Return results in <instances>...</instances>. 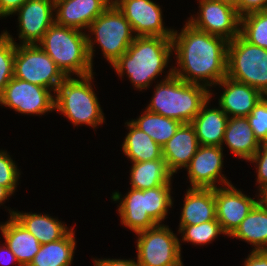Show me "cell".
Returning <instances> with one entry per match:
<instances>
[{"label":"cell","instance_id":"cell-1","mask_svg":"<svg viewBox=\"0 0 267 266\" xmlns=\"http://www.w3.org/2000/svg\"><path fill=\"white\" fill-rule=\"evenodd\" d=\"M172 43L180 67L173 69L176 77L194 84L203 81L204 86L211 87L227 76L228 41L225 38L198 30L186 22L179 34L173 31Z\"/></svg>","mask_w":267,"mask_h":266},{"label":"cell","instance_id":"cell-2","mask_svg":"<svg viewBox=\"0 0 267 266\" xmlns=\"http://www.w3.org/2000/svg\"><path fill=\"white\" fill-rule=\"evenodd\" d=\"M172 51V38L136 36L112 67L120 77L126 71L134 87L141 90L163 72Z\"/></svg>","mask_w":267,"mask_h":266},{"label":"cell","instance_id":"cell-3","mask_svg":"<svg viewBox=\"0 0 267 266\" xmlns=\"http://www.w3.org/2000/svg\"><path fill=\"white\" fill-rule=\"evenodd\" d=\"M81 30L57 25L55 22L45 32L39 47L55 62L66 77L93 73L94 42Z\"/></svg>","mask_w":267,"mask_h":266},{"label":"cell","instance_id":"cell-4","mask_svg":"<svg viewBox=\"0 0 267 266\" xmlns=\"http://www.w3.org/2000/svg\"><path fill=\"white\" fill-rule=\"evenodd\" d=\"M167 74L155 87L147 110L181 123H191L212 93L203 84L188 83L176 77L173 68Z\"/></svg>","mask_w":267,"mask_h":266},{"label":"cell","instance_id":"cell-5","mask_svg":"<svg viewBox=\"0 0 267 266\" xmlns=\"http://www.w3.org/2000/svg\"><path fill=\"white\" fill-rule=\"evenodd\" d=\"M93 73L66 77L55 91V111L63 113L74 125L87 124L91 127L104 123V114L93 91Z\"/></svg>","mask_w":267,"mask_h":266},{"label":"cell","instance_id":"cell-6","mask_svg":"<svg viewBox=\"0 0 267 266\" xmlns=\"http://www.w3.org/2000/svg\"><path fill=\"white\" fill-rule=\"evenodd\" d=\"M227 77L267 96V50L250 44L241 35L228 41Z\"/></svg>","mask_w":267,"mask_h":266},{"label":"cell","instance_id":"cell-7","mask_svg":"<svg viewBox=\"0 0 267 266\" xmlns=\"http://www.w3.org/2000/svg\"><path fill=\"white\" fill-rule=\"evenodd\" d=\"M101 46L104 57L113 65L134 41L132 27L112 2L88 27Z\"/></svg>","mask_w":267,"mask_h":266},{"label":"cell","instance_id":"cell-8","mask_svg":"<svg viewBox=\"0 0 267 266\" xmlns=\"http://www.w3.org/2000/svg\"><path fill=\"white\" fill-rule=\"evenodd\" d=\"M13 77L56 91L66 76L38 45H18Z\"/></svg>","mask_w":267,"mask_h":266},{"label":"cell","instance_id":"cell-9","mask_svg":"<svg viewBox=\"0 0 267 266\" xmlns=\"http://www.w3.org/2000/svg\"><path fill=\"white\" fill-rule=\"evenodd\" d=\"M137 235L138 266H183L181 244L168 226L158 224Z\"/></svg>","mask_w":267,"mask_h":266},{"label":"cell","instance_id":"cell-10","mask_svg":"<svg viewBox=\"0 0 267 266\" xmlns=\"http://www.w3.org/2000/svg\"><path fill=\"white\" fill-rule=\"evenodd\" d=\"M199 15L187 21L198 30L233 40L240 35L241 16L232 2L200 0Z\"/></svg>","mask_w":267,"mask_h":266},{"label":"cell","instance_id":"cell-11","mask_svg":"<svg viewBox=\"0 0 267 266\" xmlns=\"http://www.w3.org/2000/svg\"><path fill=\"white\" fill-rule=\"evenodd\" d=\"M51 90L13 77L0 96V104L23 114H39L54 110Z\"/></svg>","mask_w":267,"mask_h":266},{"label":"cell","instance_id":"cell-12","mask_svg":"<svg viewBox=\"0 0 267 266\" xmlns=\"http://www.w3.org/2000/svg\"><path fill=\"white\" fill-rule=\"evenodd\" d=\"M129 21L136 36L172 38L174 29L164 28L162 10L151 0H113Z\"/></svg>","mask_w":267,"mask_h":266},{"label":"cell","instance_id":"cell-13","mask_svg":"<svg viewBox=\"0 0 267 266\" xmlns=\"http://www.w3.org/2000/svg\"><path fill=\"white\" fill-rule=\"evenodd\" d=\"M55 0H27L15 13H19L21 45H37L55 22Z\"/></svg>","mask_w":267,"mask_h":266},{"label":"cell","instance_id":"cell-14","mask_svg":"<svg viewBox=\"0 0 267 266\" xmlns=\"http://www.w3.org/2000/svg\"><path fill=\"white\" fill-rule=\"evenodd\" d=\"M216 219L222 231L230 236L250 213L258 200L252 199L237 190L232 184L224 188H214Z\"/></svg>","mask_w":267,"mask_h":266},{"label":"cell","instance_id":"cell-15","mask_svg":"<svg viewBox=\"0 0 267 266\" xmlns=\"http://www.w3.org/2000/svg\"><path fill=\"white\" fill-rule=\"evenodd\" d=\"M222 146L199 145L196 154L191 158L188 169V177L191 188H217V180L224 185L231 184L222 174L223 166ZM219 177V179H218ZM217 179V180H216Z\"/></svg>","mask_w":267,"mask_h":266},{"label":"cell","instance_id":"cell-16","mask_svg":"<svg viewBox=\"0 0 267 266\" xmlns=\"http://www.w3.org/2000/svg\"><path fill=\"white\" fill-rule=\"evenodd\" d=\"M113 0H55L57 25L86 29L100 16Z\"/></svg>","mask_w":267,"mask_h":266},{"label":"cell","instance_id":"cell-17","mask_svg":"<svg viewBox=\"0 0 267 266\" xmlns=\"http://www.w3.org/2000/svg\"><path fill=\"white\" fill-rule=\"evenodd\" d=\"M217 85L224 87L219 105L228 117H247L264 96L258 89L227 76Z\"/></svg>","mask_w":267,"mask_h":266},{"label":"cell","instance_id":"cell-18","mask_svg":"<svg viewBox=\"0 0 267 266\" xmlns=\"http://www.w3.org/2000/svg\"><path fill=\"white\" fill-rule=\"evenodd\" d=\"M199 147L195 129L191 123H182L176 133L162 147V157L174 174L187 167Z\"/></svg>","mask_w":267,"mask_h":266},{"label":"cell","instance_id":"cell-19","mask_svg":"<svg viewBox=\"0 0 267 266\" xmlns=\"http://www.w3.org/2000/svg\"><path fill=\"white\" fill-rule=\"evenodd\" d=\"M120 197L122 196L119 192H114L112 195L113 201L122 200L118 206V213L123 225L129 227L136 234L158 225L147 214L146 189L131 188L123 199Z\"/></svg>","mask_w":267,"mask_h":266},{"label":"cell","instance_id":"cell-20","mask_svg":"<svg viewBox=\"0 0 267 266\" xmlns=\"http://www.w3.org/2000/svg\"><path fill=\"white\" fill-rule=\"evenodd\" d=\"M184 199L180 225H196L216 220L213 188H190Z\"/></svg>","mask_w":267,"mask_h":266},{"label":"cell","instance_id":"cell-21","mask_svg":"<svg viewBox=\"0 0 267 266\" xmlns=\"http://www.w3.org/2000/svg\"><path fill=\"white\" fill-rule=\"evenodd\" d=\"M0 230L17 259L19 266H28L39 251L41 244L37 238L27 231L14 217L0 225Z\"/></svg>","mask_w":267,"mask_h":266},{"label":"cell","instance_id":"cell-22","mask_svg":"<svg viewBox=\"0 0 267 266\" xmlns=\"http://www.w3.org/2000/svg\"><path fill=\"white\" fill-rule=\"evenodd\" d=\"M209 101L210 99L202 106L191 124L195 129L199 145L222 146L229 117L220 107L208 109Z\"/></svg>","mask_w":267,"mask_h":266},{"label":"cell","instance_id":"cell-23","mask_svg":"<svg viewBox=\"0 0 267 266\" xmlns=\"http://www.w3.org/2000/svg\"><path fill=\"white\" fill-rule=\"evenodd\" d=\"M234 155L250 160L257 152L260 142L256 139L247 117H229L222 141Z\"/></svg>","mask_w":267,"mask_h":266},{"label":"cell","instance_id":"cell-24","mask_svg":"<svg viewBox=\"0 0 267 266\" xmlns=\"http://www.w3.org/2000/svg\"><path fill=\"white\" fill-rule=\"evenodd\" d=\"M11 212V213H10ZM27 231L32 233L40 244L50 243L63 238L69 231L67 226L49 215L9 211Z\"/></svg>","mask_w":267,"mask_h":266},{"label":"cell","instance_id":"cell-25","mask_svg":"<svg viewBox=\"0 0 267 266\" xmlns=\"http://www.w3.org/2000/svg\"><path fill=\"white\" fill-rule=\"evenodd\" d=\"M132 163L131 188L145 190L161 185H171L173 173L168 169L164 159Z\"/></svg>","mask_w":267,"mask_h":266},{"label":"cell","instance_id":"cell-26","mask_svg":"<svg viewBox=\"0 0 267 266\" xmlns=\"http://www.w3.org/2000/svg\"><path fill=\"white\" fill-rule=\"evenodd\" d=\"M74 230L60 240L41 244L39 251L28 266H70L76 245Z\"/></svg>","mask_w":267,"mask_h":266},{"label":"cell","instance_id":"cell-27","mask_svg":"<svg viewBox=\"0 0 267 266\" xmlns=\"http://www.w3.org/2000/svg\"><path fill=\"white\" fill-rule=\"evenodd\" d=\"M230 236L253 244V250H267V210L257 203Z\"/></svg>","mask_w":267,"mask_h":266},{"label":"cell","instance_id":"cell-28","mask_svg":"<svg viewBox=\"0 0 267 266\" xmlns=\"http://www.w3.org/2000/svg\"><path fill=\"white\" fill-rule=\"evenodd\" d=\"M126 123L130 131L125 137L122 148L124 154L130 158L132 162L163 159L161 146L149 135L136 127L131 121Z\"/></svg>","mask_w":267,"mask_h":266},{"label":"cell","instance_id":"cell-29","mask_svg":"<svg viewBox=\"0 0 267 266\" xmlns=\"http://www.w3.org/2000/svg\"><path fill=\"white\" fill-rule=\"evenodd\" d=\"M131 122L161 147L171 139L182 124L178 120L161 116L147 109L137 120H131Z\"/></svg>","mask_w":267,"mask_h":266},{"label":"cell","instance_id":"cell-30","mask_svg":"<svg viewBox=\"0 0 267 266\" xmlns=\"http://www.w3.org/2000/svg\"><path fill=\"white\" fill-rule=\"evenodd\" d=\"M240 35L250 44L267 50V10L241 16Z\"/></svg>","mask_w":267,"mask_h":266},{"label":"cell","instance_id":"cell-31","mask_svg":"<svg viewBox=\"0 0 267 266\" xmlns=\"http://www.w3.org/2000/svg\"><path fill=\"white\" fill-rule=\"evenodd\" d=\"M170 190L171 185H161L146 189V211L157 224H160L165 219L168 208L173 206Z\"/></svg>","mask_w":267,"mask_h":266},{"label":"cell","instance_id":"cell-32","mask_svg":"<svg viewBox=\"0 0 267 266\" xmlns=\"http://www.w3.org/2000/svg\"><path fill=\"white\" fill-rule=\"evenodd\" d=\"M179 233H183V240L197 245H204L214 240L218 234H225L216 220H210L196 225H179Z\"/></svg>","mask_w":267,"mask_h":266},{"label":"cell","instance_id":"cell-33","mask_svg":"<svg viewBox=\"0 0 267 266\" xmlns=\"http://www.w3.org/2000/svg\"><path fill=\"white\" fill-rule=\"evenodd\" d=\"M16 42L7 31L0 35V96L13 78Z\"/></svg>","mask_w":267,"mask_h":266},{"label":"cell","instance_id":"cell-34","mask_svg":"<svg viewBox=\"0 0 267 266\" xmlns=\"http://www.w3.org/2000/svg\"><path fill=\"white\" fill-rule=\"evenodd\" d=\"M256 139L267 142V98L263 96L247 116Z\"/></svg>","mask_w":267,"mask_h":266},{"label":"cell","instance_id":"cell-35","mask_svg":"<svg viewBox=\"0 0 267 266\" xmlns=\"http://www.w3.org/2000/svg\"><path fill=\"white\" fill-rule=\"evenodd\" d=\"M19 169L6 151H0V185L6 187L12 194L19 179Z\"/></svg>","mask_w":267,"mask_h":266},{"label":"cell","instance_id":"cell-36","mask_svg":"<svg viewBox=\"0 0 267 266\" xmlns=\"http://www.w3.org/2000/svg\"><path fill=\"white\" fill-rule=\"evenodd\" d=\"M249 161H253L258 165L257 183H259V189L267 186V142L260 144L259 149Z\"/></svg>","mask_w":267,"mask_h":266},{"label":"cell","instance_id":"cell-37","mask_svg":"<svg viewBox=\"0 0 267 266\" xmlns=\"http://www.w3.org/2000/svg\"><path fill=\"white\" fill-rule=\"evenodd\" d=\"M234 5L240 16L251 12L267 10V0H235Z\"/></svg>","mask_w":267,"mask_h":266},{"label":"cell","instance_id":"cell-38","mask_svg":"<svg viewBox=\"0 0 267 266\" xmlns=\"http://www.w3.org/2000/svg\"><path fill=\"white\" fill-rule=\"evenodd\" d=\"M27 0H0V17L14 14Z\"/></svg>","mask_w":267,"mask_h":266},{"label":"cell","instance_id":"cell-39","mask_svg":"<svg viewBox=\"0 0 267 266\" xmlns=\"http://www.w3.org/2000/svg\"><path fill=\"white\" fill-rule=\"evenodd\" d=\"M244 266H267V250H253L245 260Z\"/></svg>","mask_w":267,"mask_h":266},{"label":"cell","instance_id":"cell-40","mask_svg":"<svg viewBox=\"0 0 267 266\" xmlns=\"http://www.w3.org/2000/svg\"><path fill=\"white\" fill-rule=\"evenodd\" d=\"M95 266H138L134 260L123 259H100L94 260Z\"/></svg>","mask_w":267,"mask_h":266},{"label":"cell","instance_id":"cell-41","mask_svg":"<svg viewBox=\"0 0 267 266\" xmlns=\"http://www.w3.org/2000/svg\"><path fill=\"white\" fill-rule=\"evenodd\" d=\"M6 246H2L0 247V263L2 265H8L10 264L12 261L17 262V259L15 257V255L12 253V251L9 249V247L7 246V244H4ZM4 253V254H3ZM3 255L5 256L4 258L7 259H2ZM7 262V263H6Z\"/></svg>","mask_w":267,"mask_h":266},{"label":"cell","instance_id":"cell-42","mask_svg":"<svg viewBox=\"0 0 267 266\" xmlns=\"http://www.w3.org/2000/svg\"><path fill=\"white\" fill-rule=\"evenodd\" d=\"M260 193V199L258 200V203L267 210V186L259 189Z\"/></svg>","mask_w":267,"mask_h":266},{"label":"cell","instance_id":"cell-43","mask_svg":"<svg viewBox=\"0 0 267 266\" xmlns=\"http://www.w3.org/2000/svg\"><path fill=\"white\" fill-rule=\"evenodd\" d=\"M11 195L12 193L6 187L0 185V204L1 205Z\"/></svg>","mask_w":267,"mask_h":266},{"label":"cell","instance_id":"cell-44","mask_svg":"<svg viewBox=\"0 0 267 266\" xmlns=\"http://www.w3.org/2000/svg\"><path fill=\"white\" fill-rule=\"evenodd\" d=\"M224 1H227V2H232L234 3L235 0H224Z\"/></svg>","mask_w":267,"mask_h":266}]
</instances>
